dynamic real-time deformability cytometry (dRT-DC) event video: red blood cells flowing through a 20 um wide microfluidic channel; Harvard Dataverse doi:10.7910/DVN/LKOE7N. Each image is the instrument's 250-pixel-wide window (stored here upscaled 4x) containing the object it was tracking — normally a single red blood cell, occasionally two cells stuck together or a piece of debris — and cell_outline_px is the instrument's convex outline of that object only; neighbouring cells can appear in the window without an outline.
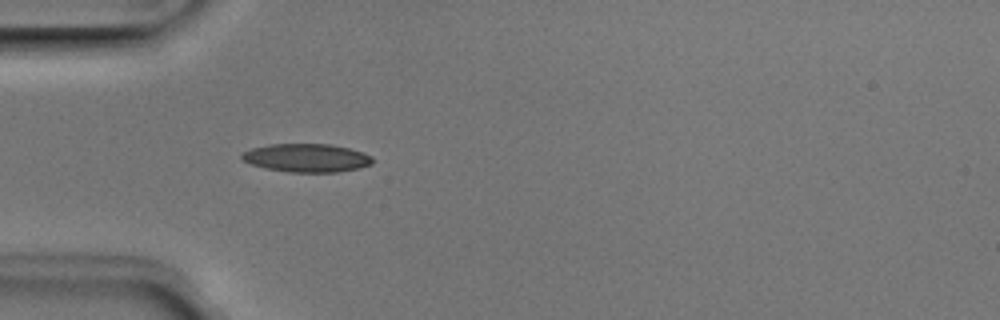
{"species": "Egyptian fruit bat (a non-hibernating species)", "species_latin": "Rousettus aegyptiacus", "temperature_condition": "room temperature", "stored_images_in_passage": 3, "camera_frame_rate_fps": 3000, "um_per_image_px": 0.085, "animal": {"sex": "male"}, "frame": {"image": 1, "passage_image": 3, "time_ms": 0.667, "image_size_px": [1000, 320], "cell_outline_px": [[372, 164], [360, 168], [336, 172], [288, 172], [264, 168], [252, 164], [244, 160], [240, 156], [244, 152], [252, 148], [268, 144], [332, 144], [364, 152], [372, 156]], "centroid_in_image_um": [26.09, 13.42], "position_along_channel_um": 58.9, "area_um2": 21.62}}